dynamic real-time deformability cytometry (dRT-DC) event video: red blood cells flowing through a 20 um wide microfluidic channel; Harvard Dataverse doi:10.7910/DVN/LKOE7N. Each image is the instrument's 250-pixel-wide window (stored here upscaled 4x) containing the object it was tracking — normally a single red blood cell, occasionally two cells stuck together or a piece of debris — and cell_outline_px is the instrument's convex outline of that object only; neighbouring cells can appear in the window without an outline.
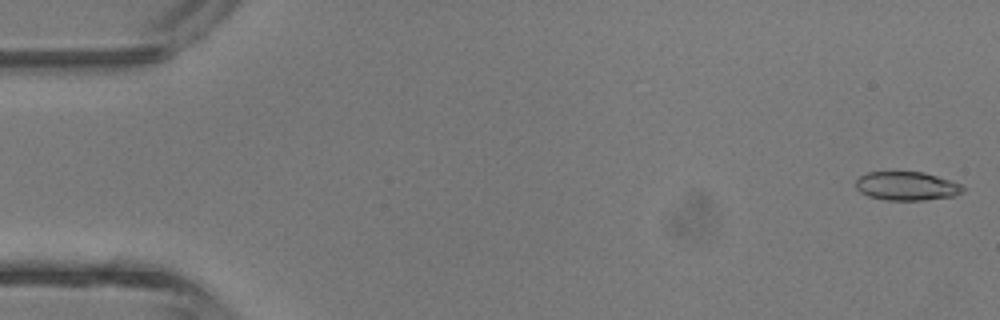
{"species": "common noctule bat (a hibernating species)", "species_latin": "Nyctalus noctula", "temperature_condition": "room temperature", "stored_images_in_passage": 4, "camera_frame_rate_fps": 3000, "um_per_image_px": 0.085, "animal": {"sex": "male", "body_mass_g": 13.3}, "frame": {"image": 1, "passage_image": 1, "time_ms": 0.0, "image_size_px": [1000, 320], "cell_outline_px": [[964, 192], [952, 196], [924, 200], [884, 200], [868, 196], [860, 192], [856, 188], [856, 180], [860, 176], [868, 172], [924, 172], [960, 184], [964, 188]], "centroid_in_image_um": [77.04, 15.82], "position_along_channel_um": 8.0, "area_um2": 17.8}}